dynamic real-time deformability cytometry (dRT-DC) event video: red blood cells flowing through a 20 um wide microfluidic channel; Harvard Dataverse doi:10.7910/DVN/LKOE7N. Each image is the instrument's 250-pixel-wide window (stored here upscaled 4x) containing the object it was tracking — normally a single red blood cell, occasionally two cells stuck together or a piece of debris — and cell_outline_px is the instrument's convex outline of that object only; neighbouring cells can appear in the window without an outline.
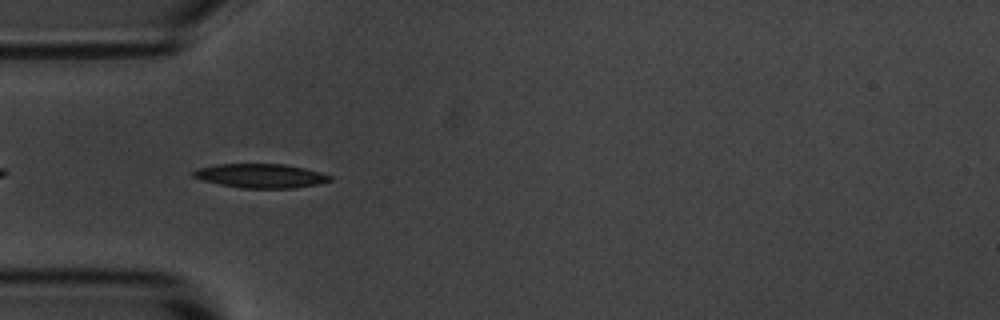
{"species": "common noctule bat (a hibernating species)", "species_latin": "Nyctalus noctula", "temperature_condition": "room temperature", "stored_images_in_passage": 24, "camera_frame_rate_fps": 3000, "um_per_image_px": 0.085, "animal": {"sex": "male", "body_mass_g": 20.1, "forearm_length_mm": 53.5}, "frame": {"image": 1, "passage_image": 4, "time_ms": 1.0, "image_size_px": [1000, 320], "cell_outline_px": [[332, 180], [316, 184], [292, 188], [240, 188], [200, 180], [192, 176], [192, 172], [196, 168], [216, 164], [284, 164], [304, 168], [320, 172], [332, 176]], "centroid_in_image_um": [22.1, 14.94], "position_along_channel_um": 62.9, "area_um2": 19.19}}
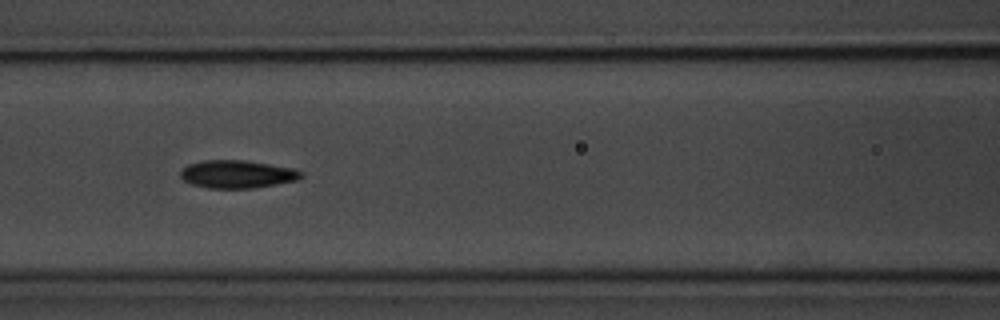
{"frame": {"image": 2, "passage_image": 11, "time_ms": 3.333, "image_size_px": [1000, 320], "cell_outline_px": [[304, 176], [296, 180], [276, 184], [252, 188], [208, 188], [192, 184], [184, 180], [180, 176], [180, 172], [188, 164], [204, 160], [244, 160], [296, 168], [304, 172]], "centroid_in_image_um": [20.2, 14.8], "position_along_channel_um": 146.4, "area_um2": 19.65}}
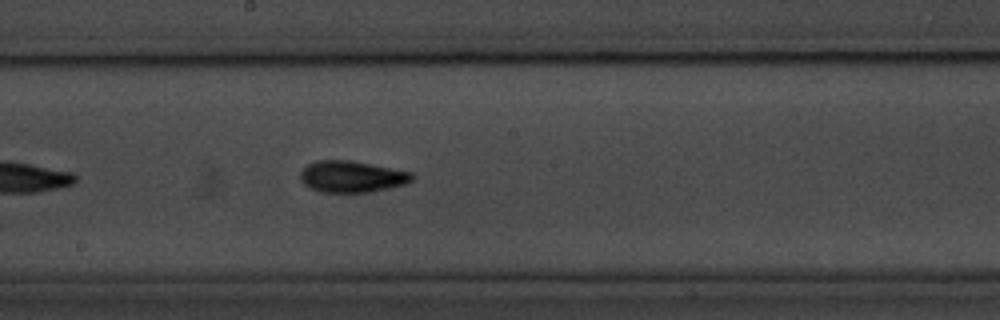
{"frame": {"image": 3, "passage_image": 17, "time_ms": 5.333, "image_size_px": [1000, 320], "cell_outline_px": [[416, 176], [412, 180], [404, 184], [368, 192], [320, 192], [308, 188], [300, 180], [300, 172], [308, 164], [316, 160], [352, 160], [412, 172]], "centroid_in_image_um": [29.88, 15.0], "position_along_channel_um": 218.3, "area_um2": 20.58}}